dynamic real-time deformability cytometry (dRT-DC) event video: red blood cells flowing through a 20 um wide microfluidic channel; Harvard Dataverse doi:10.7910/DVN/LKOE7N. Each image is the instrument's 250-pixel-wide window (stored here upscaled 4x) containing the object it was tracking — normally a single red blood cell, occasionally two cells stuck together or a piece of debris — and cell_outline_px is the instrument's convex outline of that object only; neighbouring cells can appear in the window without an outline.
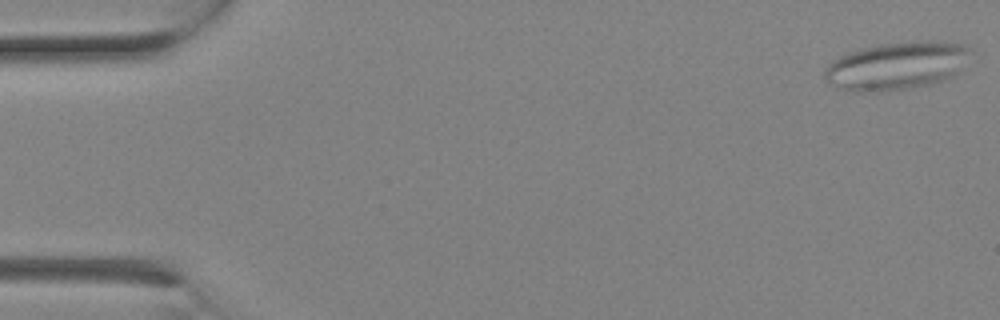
{"species": "Egyptian fruit bat (a non-hibernating species)", "species_latin": "Rousettus aegyptiacus", "temperature_condition": "room temperature", "stored_images_in_passage": 4, "camera_frame_rate_fps": 3000, "um_per_image_px": 0.085, "animal": {"sex": "female"}, "frame": {"image": 1, "passage_image": 1, "time_ms": 0.0, "image_size_px": [1000, 320], "cell_outline_px": [[968, 48], [956, 72], [948, 80], [928, 84], [880, 92], [852, 92], [836, 88], [828, 84], [824, 80], [824, 72], [828, 64], [832, 60], [848, 52], [880, 44], [916, 40], [936, 40], [964, 44]], "centroid_in_image_um": [76.09, 5.6], "position_along_channel_um": 8.9, "area_um2": 40.46}}
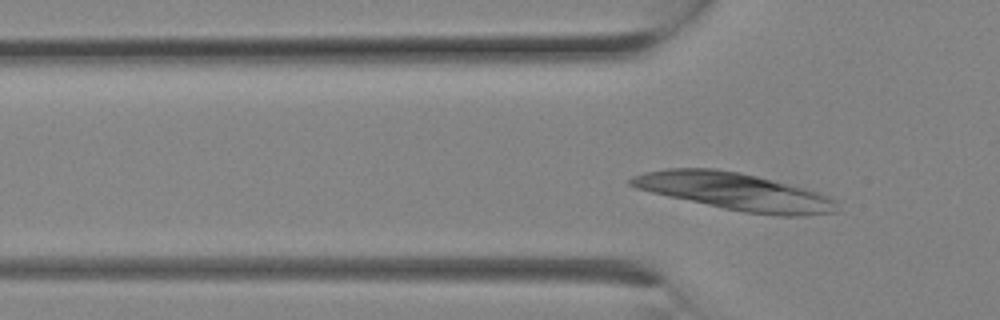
{"frame": {"image": 2, "passage_image": 4, "time_ms": 1.0, "image_size_px": [1000, 320], "cell_outline_px": [[836, 212], [804, 216], [780, 216], [744, 212], [724, 208], [668, 196], [636, 188], [628, 184], [628, 180], [632, 176], [644, 172], [668, 168], [716, 168], [740, 172], [804, 188], [828, 196], [836, 200]], "centroid_in_image_um": [62.43, 16.27], "position_along_channel_um": 63.4, "area_um2": 44.39}}